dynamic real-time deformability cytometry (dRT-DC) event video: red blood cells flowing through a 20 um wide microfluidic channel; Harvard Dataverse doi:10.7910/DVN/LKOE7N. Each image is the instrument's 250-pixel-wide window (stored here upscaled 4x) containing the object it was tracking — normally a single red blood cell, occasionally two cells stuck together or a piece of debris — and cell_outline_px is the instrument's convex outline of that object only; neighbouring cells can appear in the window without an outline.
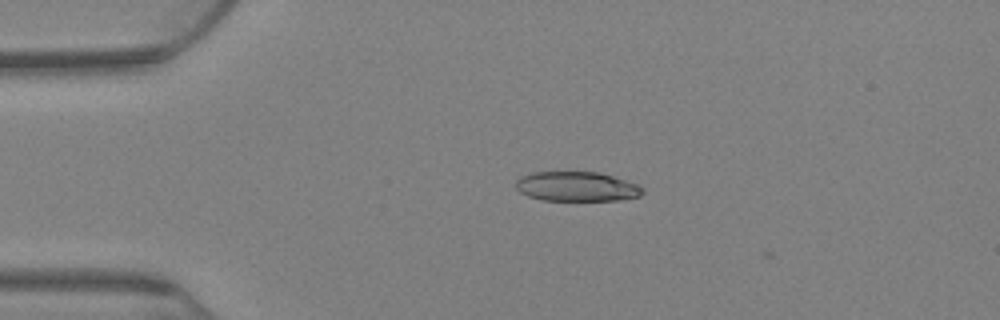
{"species": "Egyptian fruit bat (a non-hibernating species)", "species_latin": "Rousettus aegyptiacus", "temperature_condition": "warm", "stored_images_in_passage": 2, "camera_frame_rate_fps": 3000, "um_per_image_px": 0.085, "animal": {"sex": "female"}, "frame": {"image": 1, "passage_image": 1, "time_ms": 0.0, "image_size_px": [1000, 320], "cell_outline_px": [[644, 192], [640, 196], [616, 200], [544, 200], [528, 196], [520, 192], [516, 188], [516, 180], [520, 176], [532, 172], [596, 172], [612, 176], [636, 184], [644, 188]], "centroid_in_image_um": [48.99, 15.85], "position_along_channel_um": 36.0, "area_um2": 21.73}}